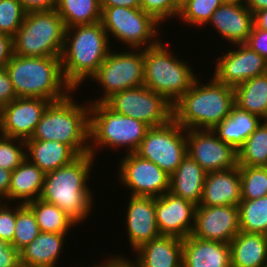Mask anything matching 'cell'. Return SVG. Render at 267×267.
I'll return each instance as SVG.
<instances>
[{
    "instance_id": "6da1fadb",
    "label": "cell",
    "mask_w": 267,
    "mask_h": 267,
    "mask_svg": "<svg viewBox=\"0 0 267 267\" xmlns=\"http://www.w3.org/2000/svg\"><path fill=\"white\" fill-rule=\"evenodd\" d=\"M95 157L79 155L70 164L45 173L40 199L58 206L76 224L92 211V190L87 186Z\"/></svg>"
},
{
    "instance_id": "7a4b0ae2",
    "label": "cell",
    "mask_w": 267,
    "mask_h": 267,
    "mask_svg": "<svg viewBox=\"0 0 267 267\" xmlns=\"http://www.w3.org/2000/svg\"><path fill=\"white\" fill-rule=\"evenodd\" d=\"M108 43L101 21L66 28L60 58L64 79L73 90L97 72L110 52Z\"/></svg>"
},
{
    "instance_id": "3957f363",
    "label": "cell",
    "mask_w": 267,
    "mask_h": 267,
    "mask_svg": "<svg viewBox=\"0 0 267 267\" xmlns=\"http://www.w3.org/2000/svg\"><path fill=\"white\" fill-rule=\"evenodd\" d=\"M196 78L191 88L173 104V119L184 129L212 130L235 106L234 88L214 76L207 84Z\"/></svg>"
},
{
    "instance_id": "277c9868",
    "label": "cell",
    "mask_w": 267,
    "mask_h": 267,
    "mask_svg": "<svg viewBox=\"0 0 267 267\" xmlns=\"http://www.w3.org/2000/svg\"><path fill=\"white\" fill-rule=\"evenodd\" d=\"M60 57H25L13 54L6 69L16 96L55 102L73 93V88L64 79Z\"/></svg>"
},
{
    "instance_id": "5b68a950",
    "label": "cell",
    "mask_w": 267,
    "mask_h": 267,
    "mask_svg": "<svg viewBox=\"0 0 267 267\" xmlns=\"http://www.w3.org/2000/svg\"><path fill=\"white\" fill-rule=\"evenodd\" d=\"M71 95L48 105L29 139L59 141L79 156L89 153L90 101L79 105Z\"/></svg>"
},
{
    "instance_id": "8992f818",
    "label": "cell",
    "mask_w": 267,
    "mask_h": 267,
    "mask_svg": "<svg viewBox=\"0 0 267 267\" xmlns=\"http://www.w3.org/2000/svg\"><path fill=\"white\" fill-rule=\"evenodd\" d=\"M150 127L144 122L124 116L105 102L91 103L89 109V153L96 157V148L126 147L134 153Z\"/></svg>"
},
{
    "instance_id": "52a82bcc",
    "label": "cell",
    "mask_w": 267,
    "mask_h": 267,
    "mask_svg": "<svg viewBox=\"0 0 267 267\" xmlns=\"http://www.w3.org/2000/svg\"><path fill=\"white\" fill-rule=\"evenodd\" d=\"M160 40L144 48V86L174 104L187 92L196 76L186 61L178 59Z\"/></svg>"
},
{
    "instance_id": "ba28073f",
    "label": "cell",
    "mask_w": 267,
    "mask_h": 267,
    "mask_svg": "<svg viewBox=\"0 0 267 267\" xmlns=\"http://www.w3.org/2000/svg\"><path fill=\"white\" fill-rule=\"evenodd\" d=\"M66 27L56 9L30 11L12 37L13 54L25 57L61 56Z\"/></svg>"
},
{
    "instance_id": "9c48e42d",
    "label": "cell",
    "mask_w": 267,
    "mask_h": 267,
    "mask_svg": "<svg viewBox=\"0 0 267 267\" xmlns=\"http://www.w3.org/2000/svg\"><path fill=\"white\" fill-rule=\"evenodd\" d=\"M101 23L107 35L111 33L112 37L128 45L129 49L148 48L161 39L157 38L160 23L141 8H101Z\"/></svg>"
},
{
    "instance_id": "30bf717a",
    "label": "cell",
    "mask_w": 267,
    "mask_h": 267,
    "mask_svg": "<svg viewBox=\"0 0 267 267\" xmlns=\"http://www.w3.org/2000/svg\"><path fill=\"white\" fill-rule=\"evenodd\" d=\"M110 52L91 77L104 88V95L90 103L105 102L113 94L144 85V49ZM141 50V51H140ZM136 52V53H135Z\"/></svg>"
},
{
    "instance_id": "8fae6325",
    "label": "cell",
    "mask_w": 267,
    "mask_h": 267,
    "mask_svg": "<svg viewBox=\"0 0 267 267\" xmlns=\"http://www.w3.org/2000/svg\"><path fill=\"white\" fill-rule=\"evenodd\" d=\"M134 153L171 175L187 155L186 129L174 119L163 126L150 127Z\"/></svg>"
},
{
    "instance_id": "7c38bea8",
    "label": "cell",
    "mask_w": 267,
    "mask_h": 267,
    "mask_svg": "<svg viewBox=\"0 0 267 267\" xmlns=\"http://www.w3.org/2000/svg\"><path fill=\"white\" fill-rule=\"evenodd\" d=\"M105 103L114 111L149 127L163 126L173 119V105L144 85L117 92Z\"/></svg>"
},
{
    "instance_id": "4fadbf2b",
    "label": "cell",
    "mask_w": 267,
    "mask_h": 267,
    "mask_svg": "<svg viewBox=\"0 0 267 267\" xmlns=\"http://www.w3.org/2000/svg\"><path fill=\"white\" fill-rule=\"evenodd\" d=\"M118 168L120 183L131 189V196L157 198L170 191V175L135 153L125 154Z\"/></svg>"
},
{
    "instance_id": "5bb4252c",
    "label": "cell",
    "mask_w": 267,
    "mask_h": 267,
    "mask_svg": "<svg viewBox=\"0 0 267 267\" xmlns=\"http://www.w3.org/2000/svg\"><path fill=\"white\" fill-rule=\"evenodd\" d=\"M187 154L207 173L238 166L237 151L208 129H187Z\"/></svg>"
},
{
    "instance_id": "9a60e30c",
    "label": "cell",
    "mask_w": 267,
    "mask_h": 267,
    "mask_svg": "<svg viewBox=\"0 0 267 267\" xmlns=\"http://www.w3.org/2000/svg\"><path fill=\"white\" fill-rule=\"evenodd\" d=\"M233 50H228L219 56L215 64L214 77L221 83L235 88L250 78L267 73V61L245 43L234 44Z\"/></svg>"
},
{
    "instance_id": "2e32d148",
    "label": "cell",
    "mask_w": 267,
    "mask_h": 267,
    "mask_svg": "<svg viewBox=\"0 0 267 267\" xmlns=\"http://www.w3.org/2000/svg\"><path fill=\"white\" fill-rule=\"evenodd\" d=\"M51 101L42 98L17 97L0 108V134L27 140Z\"/></svg>"
},
{
    "instance_id": "e0dca14e",
    "label": "cell",
    "mask_w": 267,
    "mask_h": 267,
    "mask_svg": "<svg viewBox=\"0 0 267 267\" xmlns=\"http://www.w3.org/2000/svg\"><path fill=\"white\" fill-rule=\"evenodd\" d=\"M239 232L238 206H196L192 236L229 244Z\"/></svg>"
},
{
    "instance_id": "ac0fdd59",
    "label": "cell",
    "mask_w": 267,
    "mask_h": 267,
    "mask_svg": "<svg viewBox=\"0 0 267 267\" xmlns=\"http://www.w3.org/2000/svg\"><path fill=\"white\" fill-rule=\"evenodd\" d=\"M196 205L166 192L155 198L156 224L161 235L185 239L194 228Z\"/></svg>"
},
{
    "instance_id": "d6986e66",
    "label": "cell",
    "mask_w": 267,
    "mask_h": 267,
    "mask_svg": "<svg viewBox=\"0 0 267 267\" xmlns=\"http://www.w3.org/2000/svg\"><path fill=\"white\" fill-rule=\"evenodd\" d=\"M126 209L127 235L135 252L161 235L156 224L155 197L130 196Z\"/></svg>"
},
{
    "instance_id": "ffe728a7",
    "label": "cell",
    "mask_w": 267,
    "mask_h": 267,
    "mask_svg": "<svg viewBox=\"0 0 267 267\" xmlns=\"http://www.w3.org/2000/svg\"><path fill=\"white\" fill-rule=\"evenodd\" d=\"M207 24L213 25L228 43L243 44L254 26V14L245 4L223 3Z\"/></svg>"
},
{
    "instance_id": "44dd1931",
    "label": "cell",
    "mask_w": 267,
    "mask_h": 267,
    "mask_svg": "<svg viewBox=\"0 0 267 267\" xmlns=\"http://www.w3.org/2000/svg\"><path fill=\"white\" fill-rule=\"evenodd\" d=\"M241 200L239 166L207 173L200 206H238Z\"/></svg>"
},
{
    "instance_id": "7402d4cb",
    "label": "cell",
    "mask_w": 267,
    "mask_h": 267,
    "mask_svg": "<svg viewBox=\"0 0 267 267\" xmlns=\"http://www.w3.org/2000/svg\"><path fill=\"white\" fill-rule=\"evenodd\" d=\"M182 267H231L230 245L189 235L182 242Z\"/></svg>"
},
{
    "instance_id": "603a6c76",
    "label": "cell",
    "mask_w": 267,
    "mask_h": 267,
    "mask_svg": "<svg viewBox=\"0 0 267 267\" xmlns=\"http://www.w3.org/2000/svg\"><path fill=\"white\" fill-rule=\"evenodd\" d=\"M182 242L166 235L152 239L135 251L136 267H182Z\"/></svg>"
},
{
    "instance_id": "cb8c5ba5",
    "label": "cell",
    "mask_w": 267,
    "mask_h": 267,
    "mask_svg": "<svg viewBox=\"0 0 267 267\" xmlns=\"http://www.w3.org/2000/svg\"><path fill=\"white\" fill-rule=\"evenodd\" d=\"M207 172L188 154L178 168L170 175V193L200 204Z\"/></svg>"
},
{
    "instance_id": "d4e9b609",
    "label": "cell",
    "mask_w": 267,
    "mask_h": 267,
    "mask_svg": "<svg viewBox=\"0 0 267 267\" xmlns=\"http://www.w3.org/2000/svg\"><path fill=\"white\" fill-rule=\"evenodd\" d=\"M66 234L40 232L30 244L19 251L20 266L56 267Z\"/></svg>"
},
{
    "instance_id": "484cf974",
    "label": "cell",
    "mask_w": 267,
    "mask_h": 267,
    "mask_svg": "<svg viewBox=\"0 0 267 267\" xmlns=\"http://www.w3.org/2000/svg\"><path fill=\"white\" fill-rule=\"evenodd\" d=\"M26 158L36 164L44 173L70 164L78 155L59 141L27 139Z\"/></svg>"
},
{
    "instance_id": "4316f807",
    "label": "cell",
    "mask_w": 267,
    "mask_h": 267,
    "mask_svg": "<svg viewBox=\"0 0 267 267\" xmlns=\"http://www.w3.org/2000/svg\"><path fill=\"white\" fill-rule=\"evenodd\" d=\"M229 245L231 267H267V235L240 231Z\"/></svg>"
},
{
    "instance_id": "83f0119b",
    "label": "cell",
    "mask_w": 267,
    "mask_h": 267,
    "mask_svg": "<svg viewBox=\"0 0 267 267\" xmlns=\"http://www.w3.org/2000/svg\"><path fill=\"white\" fill-rule=\"evenodd\" d=\"M45 173L27 158L11 172L8 192L9 201L27 204L40 198ZM22 200V201H21Z\"/></svg>"
},
{
    "instance_id": "f1b7e54d",
    "label": "cell",
    "mask_w": 267,
    "mask_h": 267,
    "mask_svg": "<svg viewBox=\"0 0 267 267\" xmlns=\"http://www.w3.org/2000/svg\"><path fill=\"white\" fill-rule=\"evenodd\" d=\"M263 119L234 106L229 116L217 124L212 131L223 142L231 145L236 151L245 140L255 132Z\"/></svg>"
},
{
    "instance_id": "f546056e",
    "label": "cell",
    "mask_w": 267,
    "mask_h": 267,
    "mask_svg": "<svg viewBox=\"0 0 267 267\" xmlns=\"http://www.w3.org/2000/svg\"><path fill=\"white\" fill-rule=\"evenodd\" d=\"M235 106L267 120V73L234 88Z\"/></svg>"
},
{
    "instance_id": "4dcf8cb0",
    "label": "cell",
    "mask_w": 267,
    "mask_h": 267,
    "mask_svg": "<svg viewBox=\"0 0 267 267\" xmlns=\"http://www.w3.org/2000/svg\"><path fill=\"white\" fill-rule=\"evenodd\" d=\"M56 10L66 28L101 21L100 0H57Z\"/></svg>"
},
{
    "instance_id": "1f68e13d",
    "label": "cell",
    "mask_w": 267,
    "mask_h": 267,
    "mask_svg": "<svg viewBox=\"0 0 267 267\" xmlns=\"http://www.w3.org/2000/svg\"><path fill=\"white\" fill-rule=\"evenodd\" d=\"M35 214L41 232L68 233L77 224L58 206L36 199L26 204Z\"/></svg>"
},
{
    "instance_id": "d6a6232c",
    "label": "cell",
    "mask_w": 267,
    "mask_h": 267,
    "mask_svg": "<svg viewBox=\"0 0 267 267\" xmlns=\"http://www.w3.org/2000/svg\"><path fill=\"white\" fill-rule=\"evenodd\" d=\"M238 166L267 165V120H263L237 151Z\"/></svg>"
},
{
    "instance_id": "836d02e7",
    "label": "cell",
    "mask_w": 267,
    "mask_h": 267,
    "mask_svg": "<svg viewBox=\"0 0 267 267\" xmlns=\"http://www.w3.org/2000/svg\"><path fill=\"white\" fill-rule=\"evenodd\" d=\"M238 209L240 231L267 235V196L241 200Z\"/></svg>"
},
{
    "instance_id": "e575fe53",
    "label": "cell",
    "mask_w": 267,
    "mask_h": 267,
    "mask_svg": "<svg viewBox=\"0 0 267 267\" xmlns=\"http://www.w3.org/2000/svg\"><path fill=\"white\" fill-rule=\"evenodd\" d=\"M35 214L26 204L16 206V224L13 235V246L20 251L30 244L40 233Z\"/></svg>"
},
{
    "instance_id": "d590c367",
    "label": "cell",
    "mask_w": 267,
    "mask_h": 267,
    "mask_svg": "<svg viewBox=\"0 0 267 267\" xmlns=\"http://www.w3.org/2000/svg\"><path fill=\"white\" fill-rule=\"evenodd\" d=\"M222 4V0H183L178 18L188 25L205 26L214 11Z\"/></svg>"
},
{
    "instance_id": "8d00e7d4",
    "label": "cell",
    "mask_w": 267,
    "mask_h": 267,
    "mask_svg": "<svg viewBox=\"0 0 267 267\" xmlns=\"http://www.w3.org/2000/svg\"><path fill=\"white\" fill-rule=\"evenodd\" d=\"M242 200L267 196V173L264 167L239 166Z\"/></svg>"
},
{
    "instance_id": "74e56055",
    "label": "cell",
    "mask_w": 267,
    "mask_h": 267,
    "mask_svg": "<svg viewBox=\"0 0 267 267\" xmlns=\"http://www.w3.org/2000/svg\"><path fill=\"white\" fill-rule=\"evenodd\" d=\"M25 159V140L18 138H10L8 136L0 134V168L12 172Z\"/></svg>"
},
{
    "instance_id": "f35d334b",
    "label": "cell",
    "mask_w": 267,
    "mask_h": 267,
    "mask_svg": "<svg viewBox=\"0 0 267 267\" xmlns=\"http://www.w3.org/2000/svg\"><path fill=\"white\" fill-rule=\"evenodd\" d=\"M26 13L19 0H0V32L13 37L22 25Z\"/></svg>"
},
{
    "instance_id": "ab89813d",
    "label": "cell",
    "mask_w": 267,
    "mask_h": 267,
    "mask_svg": "<svg viewBox=\"0 0 267 267\" xmlns=\"http://www.w3.org/2000/svg\"><path fill=\"white\" fill-rule=\"evenodd\" d=\"M140 8L162 24L168 18L178 17L180 0H140Z\"/></svg>"
},
{
    "instance_id": "60d3db41",
    "label": "cell",
    "mask_w": 267,
    "mask_h": 267,
    "mask_svg": "<svg viewBox=\"0 0 267 267\" xmlns=\"http://www.w3.org/2000/svg\"><path fill=\"white\" fill-rule=\"evenodd\" d=\"M6 203L7 202L0 203V239L13 245V235L16 224V208L9 207V204Z\"/></svg>"
},
{
    "instance_id": "b9f144b4",
    "label": "cell",
    "mask_w": 267,
    "mask_h": 267,
    "mask_svg": "<svg viewBox=\"0 0 267 267\" xmlns=\"http://www.w3.org/2000/svg\"><path fill=\"white\" fill-rule=\"evenodd\" d=\"M267 61V31L257 28L255 25L245 43Z\"/></svg>"
},
{
    "instance_id": "7bdbcfd3",
    "label": "cell",
    "mask_w": 267,
    "mask_h": 267,
    "mask_svg": "<svg viewBox=\"0 0 267 267\" xmlns=\"http://www.w3.org/2000/svg\"><path fill=\"white\" fill-rule=\"evenodd\" d=\"M0 267H21L19 251L2 239H0Z\"/></svg>"
},
{
    "instance_id": "ee69618b",
    "label": "cell",
    "mask_w": 267,
    "mask_h": 267,
    "mask_svg": "<svg viewBox=\"0 0 267 267\" xmlns=\"http://www.w3.org/2000/svg\"><path fill=\"white\" fill-rule=\"evenodd\" d=\"M17 98L6 67L0 68V108Z\"/></svg>"
},
{
    "instance_id": "f6af8a7d",
    "label": "cell",
    "mask_w": 267,
    "mask_h": 267,
    "mask_svg": "<svg viewBox=\"0 0 267 267\" xmlns=\"http://www.w3.org/2000/svg\"><path fill=\"white\" fill-rule=\"evenodd\" d=\"M13 55V42L10 35L0 32V68L6 67Z\"/></svg>"
},
{
    "instance_id": "bcb514c9",
    "label": "cell",
    "mask_w": 267,
    "mask_h": 267,
    "mask_svg": "<svg viewBox=\"0 0 267 267\" xmlns=\"http://www.w3.org/2000/svg\"><path fill=\"white\" fill-rule=\"evenodd\" d=\"M27 11H41L56 9L57 0H19Z\"/></svg>"
},
{
    "instance_id": "7dc6e473",
    "label": "cell",
    "mask_w": 267,
    "mask_h": 267,
    "mask_svg": "<svg viewBox=\"0 0 267 267\" xmlns=\"http://www.w3.org/2000/svg\"><path fill=\"white\" fill-rule=\"evenodd\" d=\"M132 261L124 258V255H118L116 257H109L104 263L100 264L99 262L98 265H93L92 267H136L134 260Z\"/></svg>"
},
{
    "instance_id": "c3c4849f",
    "label": "cell",
    "mask_w": 267,
    "mask_h": 267,
    "mask_svg": "<svg viewBox=\"0 0 267 267\" xmlns=\"http://www.w3.org/2000/svg\"><path fill=\"white\" fill-rule=\"evenodd\" d=\"M140 8V0H100V7Z\"/></svg>"
},
{
    "instance_id": "681fc988",
    "label": "cell",
    "mask_w": 267,
    "mask_h": 267,
    "mask_svg": "<svg viewBox=\"0 0 267 267\" xmlns=\"http://www.w3.org/2000/svg\"><path fill=\"white\" fill-rule=\"evenodd\" d=\"M10 179H11V171L0 168V202L3 199H6L4 201H8Z\"/></svg>"
},
{
    "instance_id": "f907efd6",
    "label": "cell",
    "mask_w": 267,
    "mask_h": 267,
    "mask_svg": "<svg viewBox=\"0 0 267 267\" xmlns=\"http://www.w3.org/2000/svg\"><path fill=\"white\" fill-rule=\"evenodd\" d=\"M254 25L259 29L267 31V9L254 13Z\"/></svg>"
},
{
    "instance_id": "816d5d0a",
    "label": "cell",
    "mask_w": 267,
    "mask_h": 267,
    "mask_svg": "<svg viewBox=\"0 0 267 267\" xmlns=\"http://www.w3.org/2000/svg\"><path fill=\"white\" fill-rule=\"evenodd\" d=\"M245 5L254 14L257 11L267 9V0H246Z\"/></svg>"
},
{
    "instance_id": "f5cc1de1",
    "label": "cell",
    "mask_w": 267,
    "mask_h": 267,
    "mask_svg": "<svg viewBox=\"0 0 267 267\" xmlns=\"http://www.w3.org/2000/svg\"><path fill=\"white\" fill-rule=\"evenodd\" d=\"M223 3L245 4L246 0H222Z\"/></svg>"
},
{
    "instance_id": "db71d44e",
    "label": "cell",
    "mask_w": 267,
    "mask_h": 267,
    "mask_svg": "<svg viewBox=\"0 0 267 267\" xmlns=\"http://www.w3.org/2000/svg\"><path fill=\"white\" fill-rule=\"evenodd\" d=\"M264 167V169H265V171H266V173H267V165H265V166H263Z\"/></svg>"
}]
</instances>
